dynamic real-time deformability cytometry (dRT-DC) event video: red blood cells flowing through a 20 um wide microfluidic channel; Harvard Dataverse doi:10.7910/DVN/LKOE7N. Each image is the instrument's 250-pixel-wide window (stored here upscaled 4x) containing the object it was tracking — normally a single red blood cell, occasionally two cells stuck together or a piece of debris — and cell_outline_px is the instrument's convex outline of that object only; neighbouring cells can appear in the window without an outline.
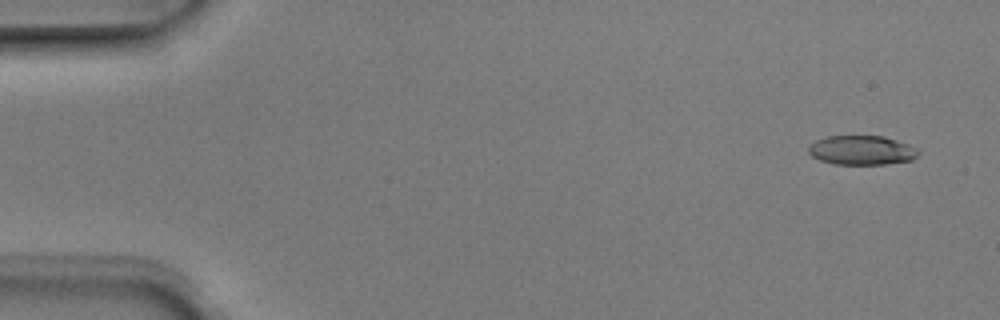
{"species": "Egyptian fruit bat (a non-hibernating species)", "species_latin": "Rousettus aegyptiacus", "temperature_condition": "room temperature", "stored_images_in_passage": 5, "camera_frame_rate_fps": 3000, "um_per_image_px": 0.085, "animal": {"sex": "male"}, "frame": {"image": 1, "passage_image": 1, "time_ms": 0.0, "image_size_px": [1000, 320], "cell_outline_px": [[920, 152], [912, 160], [884, 164], [832, 164], [820, 160], [812, 156], [808, 152], [808, 144], [816, 140], [828, 136], [884, 136], [920, 148]], "centroid_in_image_um": [73.24, 12.77], "position_along_channel_um": 11.8, "area_um2": 18.9}}
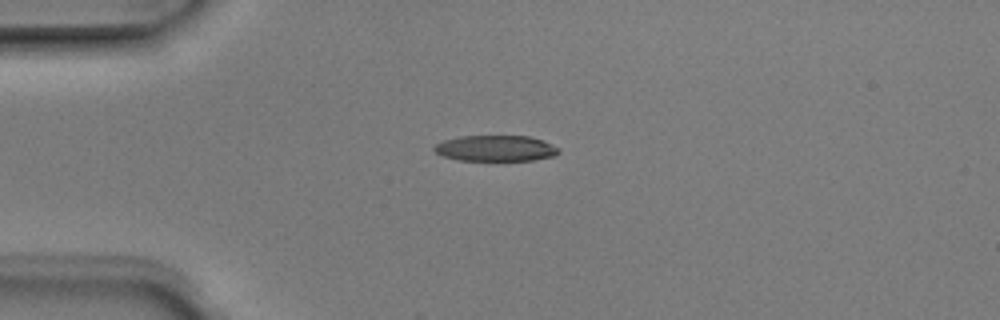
{"frame": {"image": 2, "passage_image": 3, "time_ms": 0.667, "image_size_px": [1000, 320], "cell_outline_px": [[560, 152], [556, 156], [532, 160], [460, 160], [444, 156], [436, 152], [432, 148], [436, 144], [444, 140], [460, 136], [528, 136], [552, 144], [560, 148]], "centroid_in_image_um": [42.16, 12.6], "position_along_channel_um": 42.8, "area_um2": 18.67}}
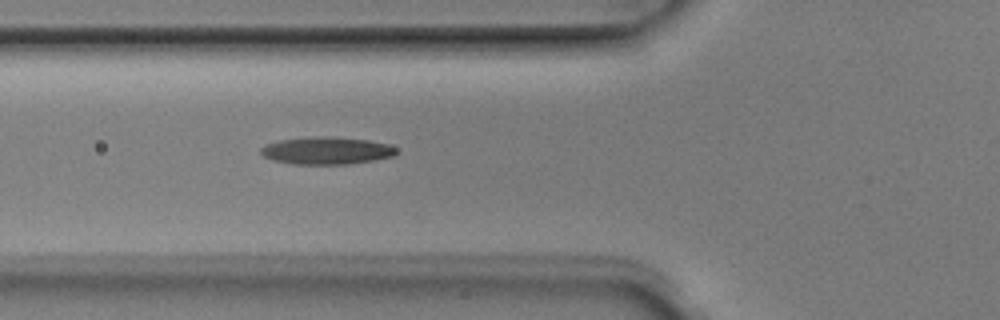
{"frame": {"image": 3, "passage_image": 5, "time_ms": 1.333, "image_size_px": [1000, 320], "cell_outline_px": [[396, 152], [392, 156], [372, 160], [348, 164], [292, 164], [272, 160], [264, 156], [260, 152], [260, 148], [264, 144], [280, 140], [316, 136], [336, 136], [368, 140], [388, 144], [396, 148]], "centroid_in_image_um": [27.71, 12.79], "position_along_channel_um": 98.1, "area_um2": 21.68}}